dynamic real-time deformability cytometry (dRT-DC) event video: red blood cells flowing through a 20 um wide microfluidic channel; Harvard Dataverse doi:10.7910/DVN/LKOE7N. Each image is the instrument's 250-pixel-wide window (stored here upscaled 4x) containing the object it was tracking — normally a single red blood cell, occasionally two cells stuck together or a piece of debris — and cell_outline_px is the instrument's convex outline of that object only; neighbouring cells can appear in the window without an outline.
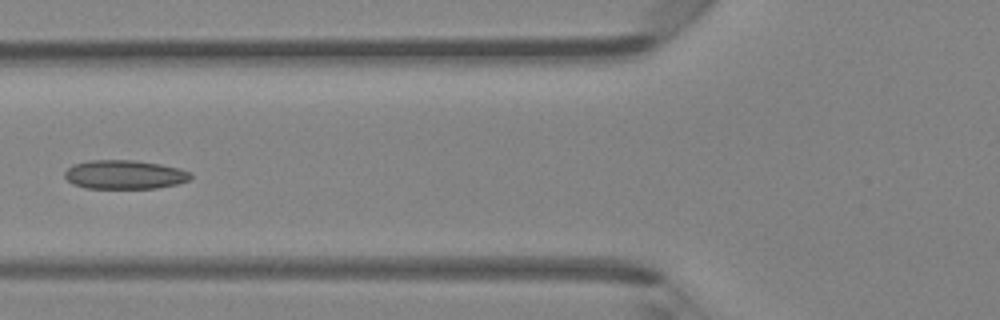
{"species": "Egyptian fruit bat (a non-hibernating species)", "species_latin": "Rousettus aegyptiacus", "temperature_condition": "room temperature", "stored_images_in_passage": 5, "camera_frame_rate_fps": 3000, "um_per_image_px": 0.085, "animal": {"sex": "female"}, "frame": {"image": 1, "passage_image": 5, "time_ms": 1.333, "image_size_px": [1000, 320], "cell_outline_px": [[192, 176], [188, 180], [176, 184], [156, 188], [84, 188], [72, 184], [64, 176], [64, 172], [72, 164], [88, 160], [132, 160], [160, 164], [180, 168], [192, 172]], "centroid_in_image_um": [10.57, 14.83], "position_along_channel_um": 115.2, "area_um2": 21.33}}